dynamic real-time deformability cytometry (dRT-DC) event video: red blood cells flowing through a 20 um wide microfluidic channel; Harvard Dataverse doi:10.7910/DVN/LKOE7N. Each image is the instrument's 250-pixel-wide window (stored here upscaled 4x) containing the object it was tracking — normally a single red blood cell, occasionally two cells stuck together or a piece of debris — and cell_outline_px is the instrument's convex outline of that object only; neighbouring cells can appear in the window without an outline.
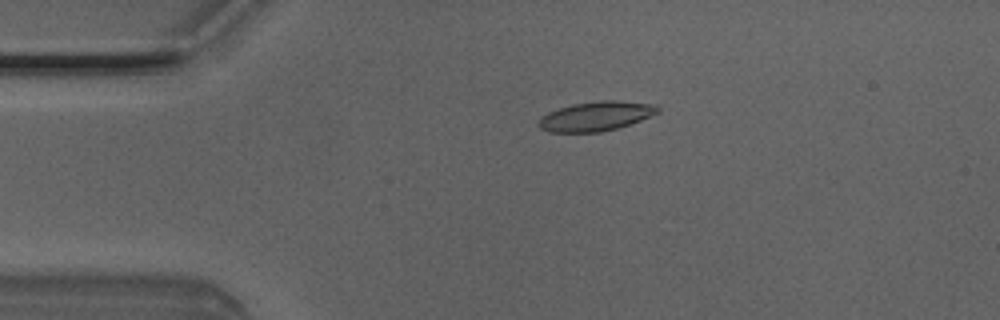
{"species": "Egyptian fruit bat (a non-hibernating species)", "species_latin": "Rousettus aegyptiacus", "temperature_condition": "room temperature", "stored_images_in_passage": 3, "camera_frame_rate_fps": 3000, "um_per_image_px": 0.085, "animal": {"sex": "male"}, "frame": {"image": 1, "passage_image": 2, "time_ms": 0.333, "image_size_px": [1000, 320], "cell_outline_px": [[660, 112], [640, 120], [616, 128], [600, 132], [548, 132], [540, 128], [536, 124], [540, 116], [548, 112], [572, 104], [600, 100], [616, 100], [656, 104], [660, 108]], "centroid_in_image_um": [50.63, 9.87], "position_along_channel_um": 34.4, "area_um2": 20.52}}